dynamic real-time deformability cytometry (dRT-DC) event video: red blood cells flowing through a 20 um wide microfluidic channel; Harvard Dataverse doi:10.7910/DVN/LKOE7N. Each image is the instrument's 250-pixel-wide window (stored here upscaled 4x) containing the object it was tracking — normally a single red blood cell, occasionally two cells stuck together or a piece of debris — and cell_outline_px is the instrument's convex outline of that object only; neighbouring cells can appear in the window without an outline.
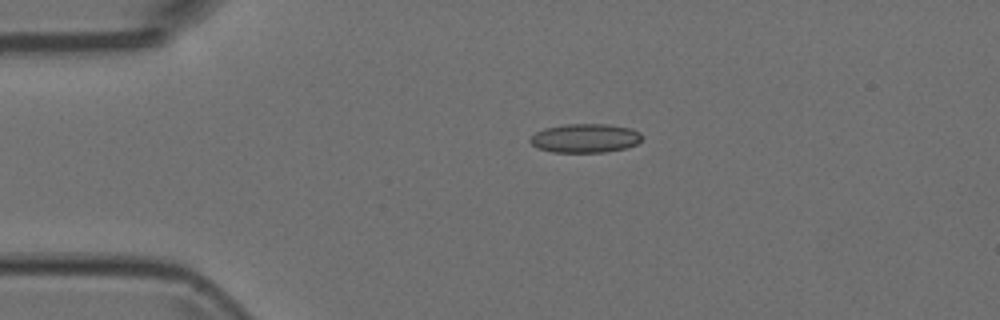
{"species": "Egyptian fruit bat (a non-hibernating species)", "species_latin": "Rousettus aegyptiacus", "temperature_condition": "room temperature", "stored_images_in_passage": 2, "camera_frame_rate_fps": 3000, "um_per_image_px": 0.085, "animal": {"sex": "female"}, "frame": {"image": 1, "passage_image": 1, "time_ms": 0.0, "image_size_px": [1000, 320], "cell_outline_px": [[644, 136], [636, 144], [628, 148], [604, 152], [552, 152], [536, 148], [528, 140], [536, 132], [544, 128], [564, 124], [608, 124], [632, 128], [640, 132]], "centroid_in_image_um": [49.75, 11.74], "position_along_channel_um": 35.2, "area_um2": 19.07}}